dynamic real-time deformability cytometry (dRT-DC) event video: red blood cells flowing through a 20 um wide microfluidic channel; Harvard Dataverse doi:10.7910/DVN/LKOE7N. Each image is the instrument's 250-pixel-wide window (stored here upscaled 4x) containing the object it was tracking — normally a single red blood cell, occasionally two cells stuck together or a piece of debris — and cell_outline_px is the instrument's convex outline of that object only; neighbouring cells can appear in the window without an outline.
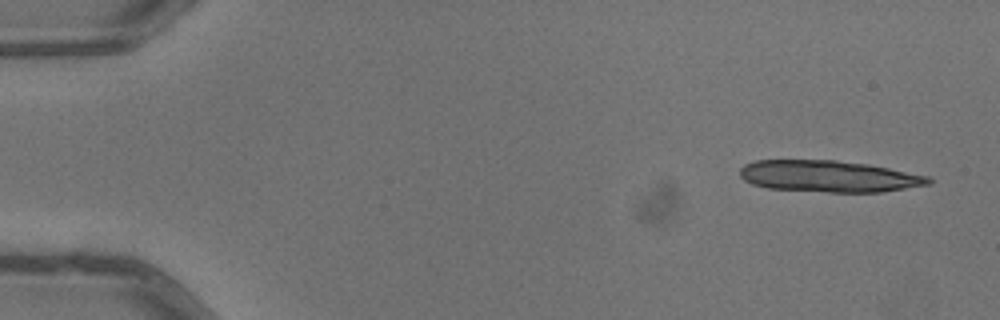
{"species": "common noctule bat (a hibernating species)", "species_latin": "Nyctalus noctula", "temperature_condition": "warm", "stored_images_in_passage": 5, "camera_frame_rate_fps": 3000, "um_per_image_px": 0.085, "animal": {"sex": "male", "body_mass_g": 13.3}, "frame": {"image": 1, "passage_image": 1, "time_ms": 0.0, "image_size_px": [1000, 320], "cell_outline_px": [[932, 184], [880, 192], [828, 192], [768, 188], [752, 184], [744, 180], [740, 176], [740, 168], [744, 164], [756, 160], [836, 160], [868, 164], [928, 176], [932, 180]], "centroid_in_image_um": [70.43, 14.98], "position_along_channel_um": 14.6, "area_um2": 34.68}}
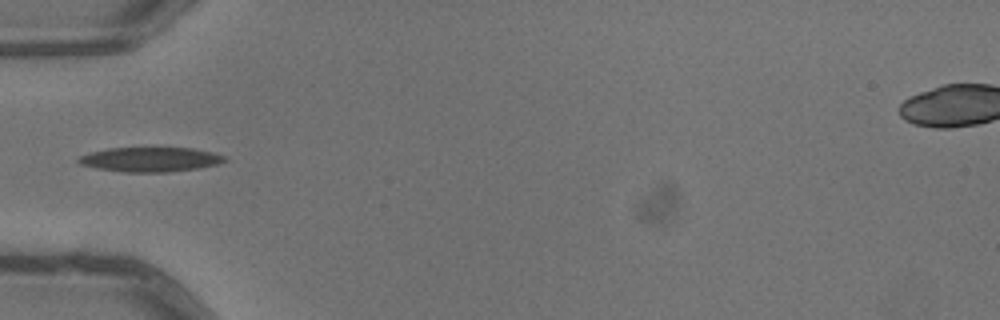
{"frame": {"image": 2, "passage_image": 5, "time_ms": 1.333, "image_size_px": [1000, 320], "cell_outline_px": [[228, 160], [216, 164], [200, 168], [168, 172], [124, 172], [96, 168], [80, 164], [76, 160], [80, 156], [92, 152], [108, 148], [192, 148], [212, 152], [224, 156]], "centroid_in_image_um": [12.78, 13.56], "position_along_channel_um": 72.2, "area_um2": 20.81}}